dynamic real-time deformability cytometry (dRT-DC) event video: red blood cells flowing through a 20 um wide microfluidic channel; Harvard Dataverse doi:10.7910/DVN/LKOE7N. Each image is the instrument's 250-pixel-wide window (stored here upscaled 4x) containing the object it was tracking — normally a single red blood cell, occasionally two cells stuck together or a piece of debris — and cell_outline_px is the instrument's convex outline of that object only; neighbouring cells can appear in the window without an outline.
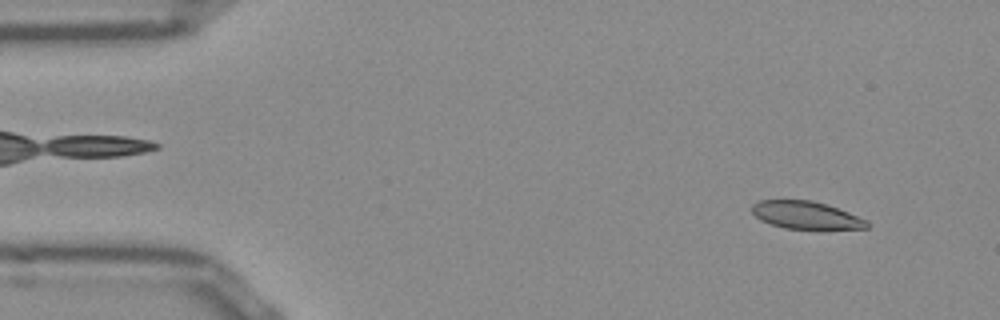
{"species": "Egyptian fruit bat (a non-hibernating species)", "species_latin": "Rousettus aegyptiacus", "temperature_condition": "room temperature", "stored_images_in_passage": 51, "camera_frame_rate_fps": 3000, "um_per_image_px": 0.085, "frame": {"image": 1, "passage_image": 4, "time_ms": 1.0, "image_size_px": [1000, 320], "cell_outline_px": [[868, 228], [820, 232], [784, 228], [760, 220], [752, 212], [752, 204], [760, 200], [812, 200], [848, 212], [868, 220]], "centroid_in_image_um": [68.57, 18.35], "position_along_channel_um": 16.4, "area_um2": 19.31}}
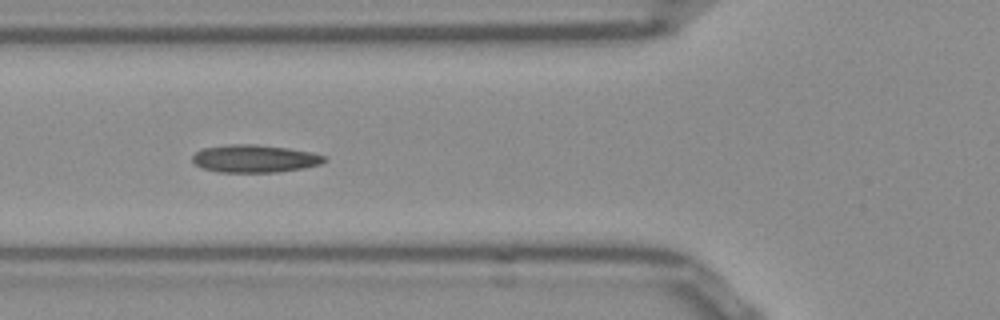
{"frame": {"image": 2, "passage_image": 18, "time_ms": 5.667, "image_size_px": [1000, 320], "cell_outline_px": [[328, 160], [320, 164], [304, 168], [276, 172], [216, 172], [200, 168], [192, 160], [192, 156], [196, 152], [204, 148], [228, 144], [256, 144], [288, 148], [312, 152], [324, 156]], "centroid_in_image_um": [21.64, 13.48], "position_along_channel_um": 104.2, "area_um2": 21.39}}
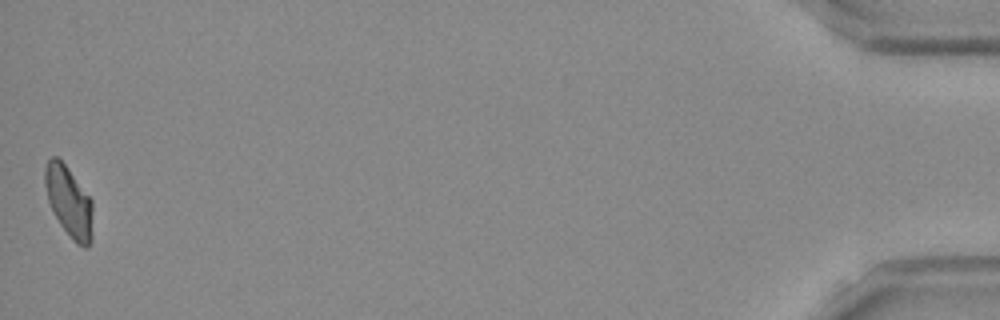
{"frame": {"image": 3, "passage_image": 51, "time_ms": 16.667, "image_size_px": [1000, 320], "cell_outline_px": [[92, 240], [88, 248], [84, 248], [76, 244], [72, 240], [60, 224], [48, 200], [44, 184], [44, 168], [48, 160], [52, 156], [56, 156], [64, 164], [92, 200]], "centroid_in_image_um": [5.86, 17.18], "position_along_channel_um": 429.3, "area_um2": 19.59}, "authors_computed_cell_mechanics": {"area_um2": 19.941, "velocity_mm_per_s": 3.8701, "shape_relaxation_time_tau1_ms": null, "shape_relaxation_time_tau2_ms": 2.9536, "deformation_change_tau1": null, "deformation_change_tau2": 0.072}}